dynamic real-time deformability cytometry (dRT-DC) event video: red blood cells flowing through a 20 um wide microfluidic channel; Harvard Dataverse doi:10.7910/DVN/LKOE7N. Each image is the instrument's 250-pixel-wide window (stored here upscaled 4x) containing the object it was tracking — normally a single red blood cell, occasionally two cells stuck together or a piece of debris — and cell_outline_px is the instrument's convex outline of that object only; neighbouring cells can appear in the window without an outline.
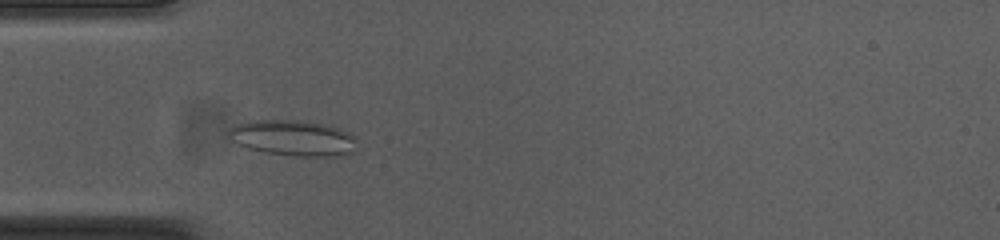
{"species": "common noctule bat (a hibernating species)", "species_latin": "Nyctalus noctula", "temperature_condition": "cold", "stored_images_in_passage": 50, "camera_frame_rate_fps": 3000, "um_per_image_px": 0.085, "animal": {"sex": "female", "body_mass_g": 23.0, "forearm_length_mm": 53.4}, "frame": {"image": 1, "passage_image": 12, "time_ms": 3.667, "image_size_px": [1000, 240], "cell_outline_px": [[356, 152], [332, 156], [296, 156], [264, 152], [248, 148], [232, 140], [228, 136], [228, 128], [236, 124], [248, 120], [304, 120], [340, 128], [348, 132], [352, 136]], "centroid_in_image_um": [24.87, 11.71], "position_along_channel_um": 60.1, "area_um2": 26.65}}
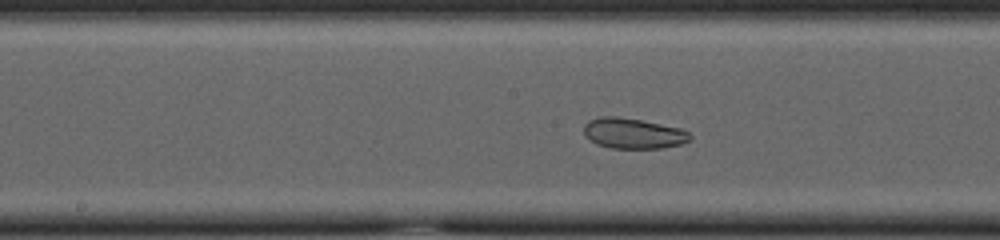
{"frame": {"image": 2, "passage_image": 23, "time_ms": 7.333, "image_size_px": [1000, 240], "cell_outline_px": [[692, 140], [680, 144], [664, 148], [612, 148], [596, 144], [584, 136], [584, 124], [588, 120], [600, 116], [616, 116], [640, 120], [680, 128], [688, 132], [692, 136]], "centroid_in_image_um": [53.8, 11.34], "position_along_channel_um": 194.4, "area_um2": 18.96}}
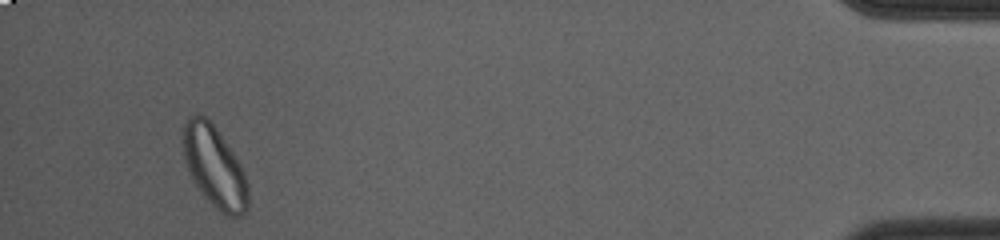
{"frame": {"image": 3, "passage_image": 47, "time_ms": 15.333, "image_size_px": [1000, 240], "cell_outline_px": [[248, 208], [240, 216], [228, 216], [216, 208], [204, 196], [196, 184], [188, 168], [184, 156], [184, 124], [188, 116], [196, 112], [204, 116], [216, 128], [240, 164], [244, 172], [248, 188]], "centroid_in_image_um": [18.24, 14.17], "position_along_channel_um": 417.0, "area_um2": 30.11}, "authors_computed_cell_mechanics": {"area_um2": 25.2875, "velocity_mm_per_s": 3.7074, "shape_relaxation_time_tau1_ms": null, "shape_relaxation_time_tau2_ms": 2.9356, "deformation_change_tau1": null, "deformation_change_tau2": 0.0761}}